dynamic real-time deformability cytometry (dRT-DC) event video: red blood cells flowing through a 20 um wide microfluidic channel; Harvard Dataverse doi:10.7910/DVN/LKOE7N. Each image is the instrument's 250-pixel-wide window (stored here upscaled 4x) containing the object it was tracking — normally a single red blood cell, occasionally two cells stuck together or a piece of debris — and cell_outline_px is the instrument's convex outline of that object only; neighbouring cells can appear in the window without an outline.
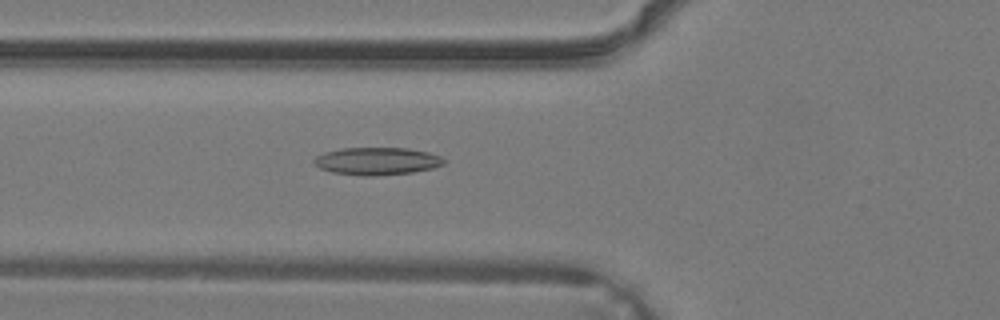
{"species": "common noctule bat (a hibernating species)", "species_latin": "Nyctalus noctula", "temperature_condition": "warm", "stored_images_in_passage": 28, "camera_frame_rate_fps": 3000, "um_per_image_px": 0.085, "animal": {"sex": "male", "body_mass_g": 19.2, "forearm_length_mm": 51.8}, "frame": {"image": 1, "passage_image": 6, "time_ms": 1.667, "image_size_px": [1000, 320], "cell_outline_px": [[448, 160], [444, 164], [432, 168], [412, 172], [376, 176], [364, 176], [332, 172], [320, 168], [312, 160], [316, 156], [324, 152], [344, 148], [408, 148], [428, 152], [440, 156]], "centroid_in_image_um": [32.06, 13.69], "position_along_channel_um": 93.7, "area_um2": 20.87}}
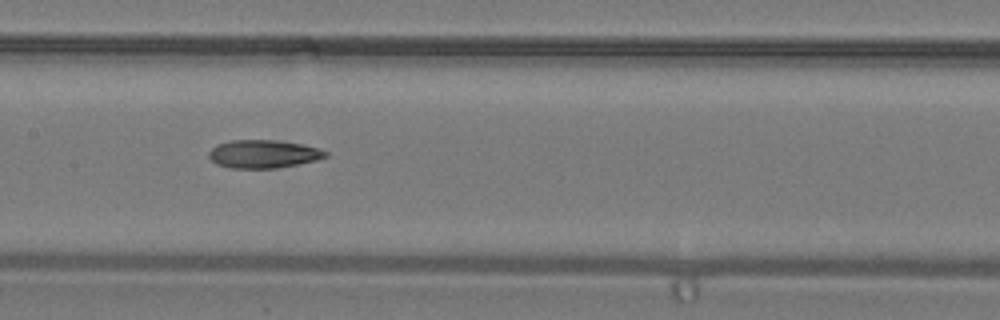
{"frame": {"image": 2, "passage_image": 11, "time_ms": 3.333, "image_size_px": [1000, 320], "cell_outline_px": [[328, 156], [316, 160], [276, 168], [232, 168], [216, 164], [208, 156], [208, 152], [216, 144], [232, 140], [276, 140], [300, 144], [320, 148], [328, 152]], "centroid_in_image_um": [22.37, 13.08], "position_along_channel_um": 185.0, "area_um2": 19.07}}
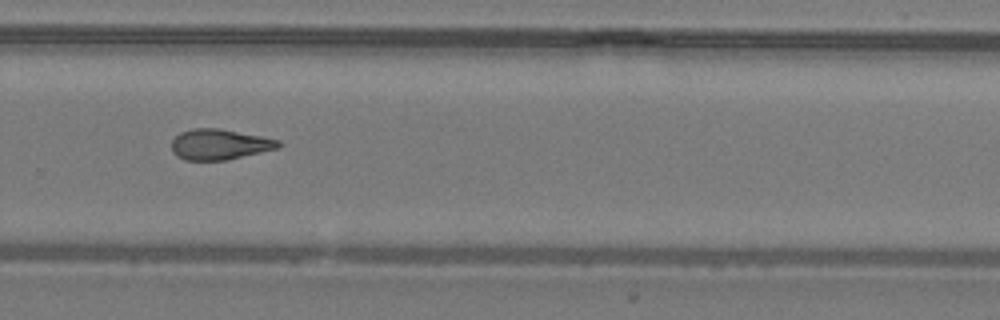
{"frame": {"image": 3, "passage_image": 18, "time_ms": 5.667, "image_size_px": [1000, 320], "cell_outline_px": [[280, 148], [224, 160], [184, 160], [176, 156], [172, 152], [172, 140], [180, 132], [192, 128], [220, 128], [264, 136], [280, 140]], "centroid_in_image_um": [18.66, 12.26], "position_along_channel_um": 311.1, "area_um2": 19.19}}